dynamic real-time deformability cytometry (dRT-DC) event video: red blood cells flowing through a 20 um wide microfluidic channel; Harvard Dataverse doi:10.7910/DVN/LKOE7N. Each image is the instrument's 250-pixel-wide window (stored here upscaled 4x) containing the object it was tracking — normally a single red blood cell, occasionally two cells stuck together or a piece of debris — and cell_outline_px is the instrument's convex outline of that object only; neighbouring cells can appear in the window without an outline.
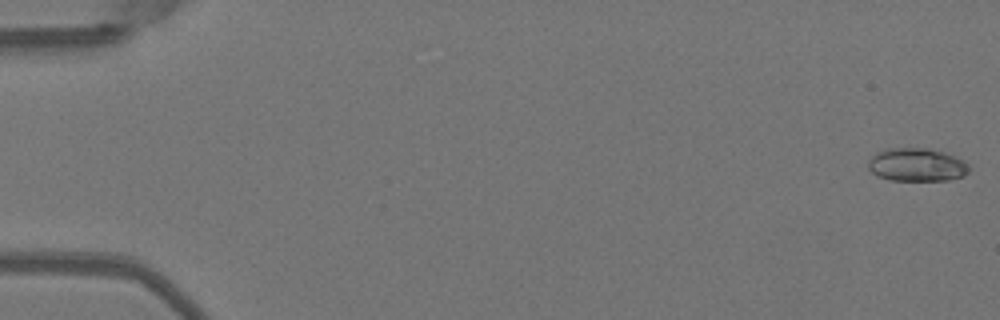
{"species": "Egyptian fruit bat (a non-hibernating species)", "species_latin": "Rousettus aegyptiacus", "temperature_condition": "warm", "stored_images_in_passage": 51, "camera_frame_rate_fps": 3000, "um_per_image_px": 0.085, "animal": {"sex": "female"}, "frame": {"image": 1, "passage_image": 1, "time_ms": 0.0, "image_size_px": [1000, 320], "cell_outline_px": [[968, 172], [964, 176], [948, 180], [888, 180], [876, 176], [868, 168], [868, 160], [876, 152], [884, 148], [928, 148], [944, 152], [968, 164]], "centroid_in_image_um": [77.86, 14.01], "position_along_channel_um": 7.1, "area_um2": 19.54}}
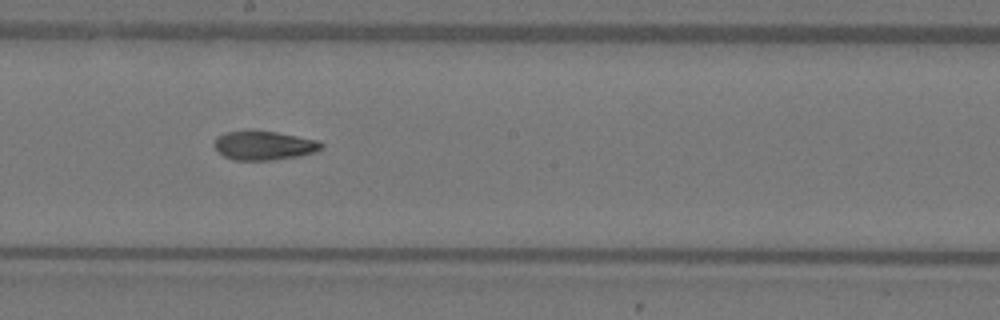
{"frame": {"image": 2, "passage_image": 29, "time_ms": 9.333, "image_size_px": [1000, 320], "cell_outline_px": [[324, 148], [316, 152], [300, 156], [272, 160], [232, 160], [216, 152], [212, 144], [216, 136], [224, 132], [276, 132], [320, 140], [324, 144]], "centroid_in_image_um": [22.44, 12.39], "position_along_channel_um": 225.8, "area_um2": 18.26}}
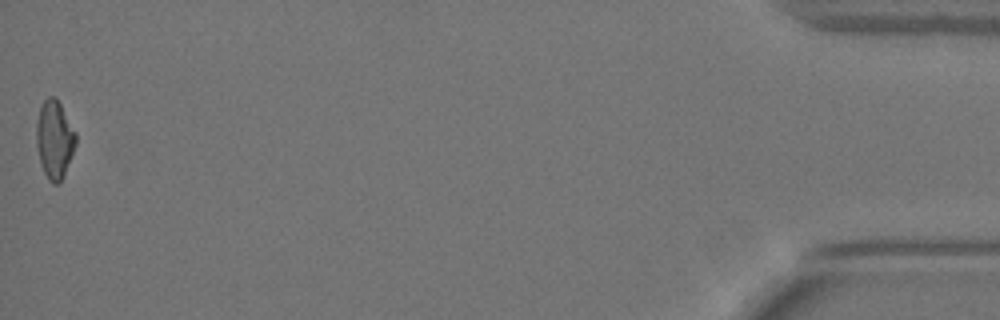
{"frame": {"image": 3, "passage_image": 51, "time_ms": 16.667, "image_size_px": [1000, 320], "cell_outline_px": [[76, 144], [60, 184], [52, 184], [48, 180], [40, 164], [36, 144], [36, 120], [40, 108], [44, 100], [48, 96], [52, 96], [60, 104], [76, 132]], "centroid_in_image_um": [4.62, 11.88], "position_along_channel_um": 430.6, "area_um2": 17.92}, "authors_computed_cell_mechanics": {"area_um2": 18.2648, "velocity_mm_per_s": 4.0585, "shape_relaxation_time_tau1_ms": 8.0027, "shape_relaxation_time_tau2_ms": 3.2038, "deformation_change_tau1": 0.2428, "deformation_change_tau2": 0.0975}}